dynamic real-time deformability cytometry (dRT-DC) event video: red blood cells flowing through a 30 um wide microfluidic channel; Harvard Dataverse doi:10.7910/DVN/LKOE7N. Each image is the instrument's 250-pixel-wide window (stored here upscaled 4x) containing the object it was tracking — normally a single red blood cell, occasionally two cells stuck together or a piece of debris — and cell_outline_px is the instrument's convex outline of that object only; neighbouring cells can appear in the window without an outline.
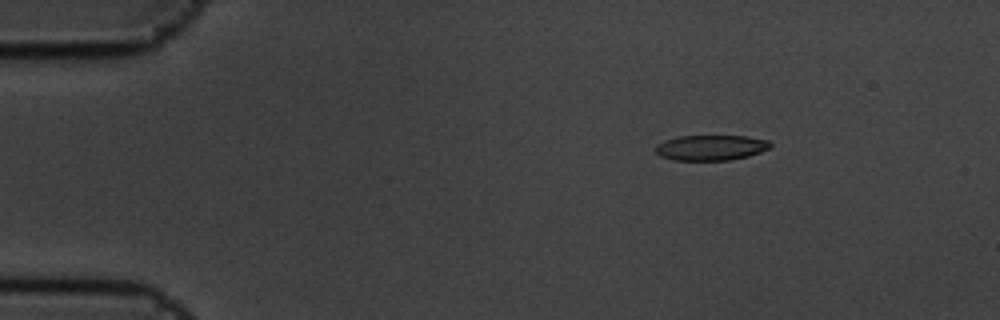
{"species": "common noctule bat (a hibernating species)", "species_latin": "Nyctalus noctula", "temperature_condition": "cold", "stored_images_in_passage": 10, "camera_frame_rate_fps": 3000, "um_per_image_px": 0.085, "animal": {"sex": "male", "body_mass_g": 19.5, "forearm_length_mm": 54.6}, "frame": {"image": 1, "passage_image": 1, "time_ms": 0.0, "image_size_px": [1000, 320], "cell_outline_px": [[772, 144], [768, 148], [760, 152], [748, 156], [728, 160], [672, 160], [660, 156], [656, 152], [656, 144], [664, 140], [680, 136], [744, 136], [768, 140]], "centroid_in_image_um": [60.39, 12.55], "position_along_channel_um": 24.6, "area_um2": 16.88}}
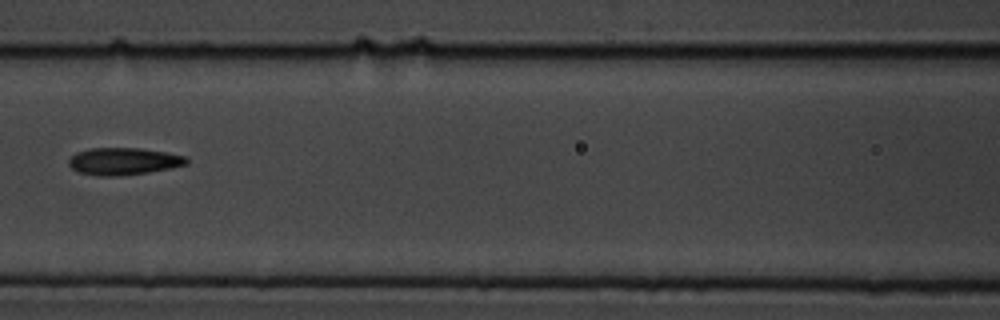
{"frame": {"image": 2, "passage_image": 6, "time_ms": 1.667, "image_size_px": [1000, 320], "cell_outline_px": [[188, 164], [172, 168], [148, 172], [116, 176], [100, 176], [80, 172], [72, 168], [68, 164], [68, 160], [76, 152], [88, 148], [140, 148], [168, 152], [188, 156]], "centroid_in_image_um": [10.54, 13.7], "position_along_channel_um": 156.1, "area_um2": 18.79}}
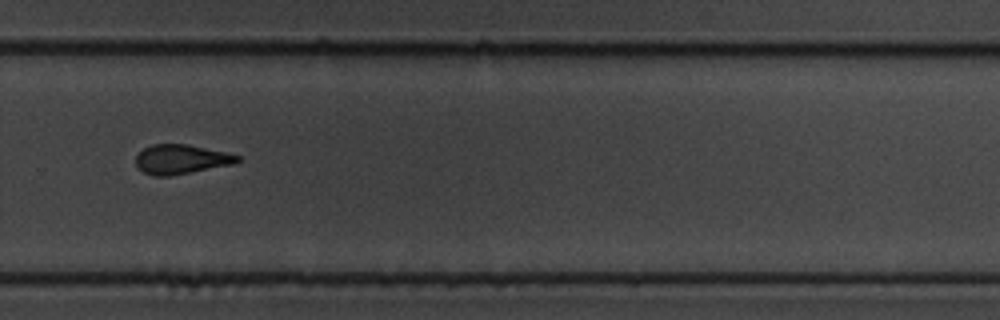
{"frame": {"image": 3, "passage_image": 10, "time_ms": 3.0, "image_size_px": [1000, 320], "cell_outline_px": [[240, 160], [232, 164], [168, 176], [152, 176], [144, 172], [136, 164], [136, 156], [144, 148], [152, 144], [188, 144], [228, 152], [240, 156]], "centroid_in_image_um": [15.4, 13.52], "position_along_channel_um": 314.4, "area_um2": 17.28}}